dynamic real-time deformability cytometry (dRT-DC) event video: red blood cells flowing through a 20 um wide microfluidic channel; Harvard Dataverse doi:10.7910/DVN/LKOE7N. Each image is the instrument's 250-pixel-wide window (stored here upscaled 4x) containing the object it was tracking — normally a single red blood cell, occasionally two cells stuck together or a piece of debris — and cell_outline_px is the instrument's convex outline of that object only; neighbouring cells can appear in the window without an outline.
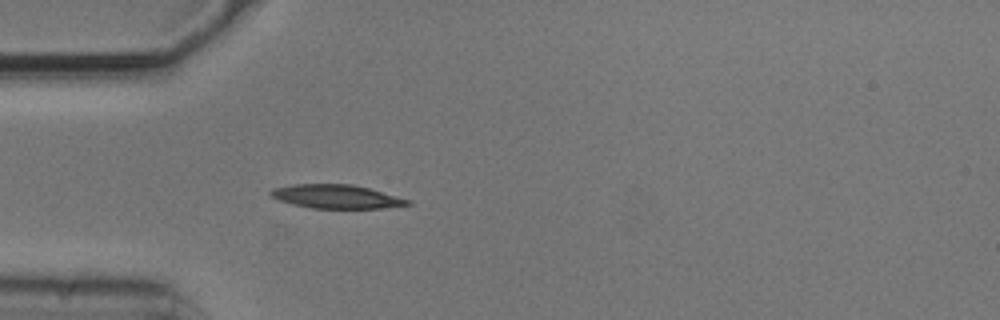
{"species": "common noctule bat (a hibernating species)", "species_latin": "Nyctalus noctula", "temperature_condition": "cold", "stored_images_in_passage": 39, "camera_frame_rate_fps": 3000, "um_per_image_px": 0.085, "animal": {"sex": "male", "body_mass_g": 20.5, "forearm_length_mm": 52.5}, "frame": {"image": 1, "passage_image": 1, "time_ms": 0.0, "image_size_px": [1000, 320], "cell_outline_px": [[412, 204], [380, 208], [312, 208], [292, 204], [280, 200], [272, 196], [268, 192], [272, 188], [292, 184], [352, 184], [368, 188], [412, 200]], "centroid_in_image_um": [28.58, 16.7], "position_along_channel_um": 56.4, "area_um2": 18.84}}
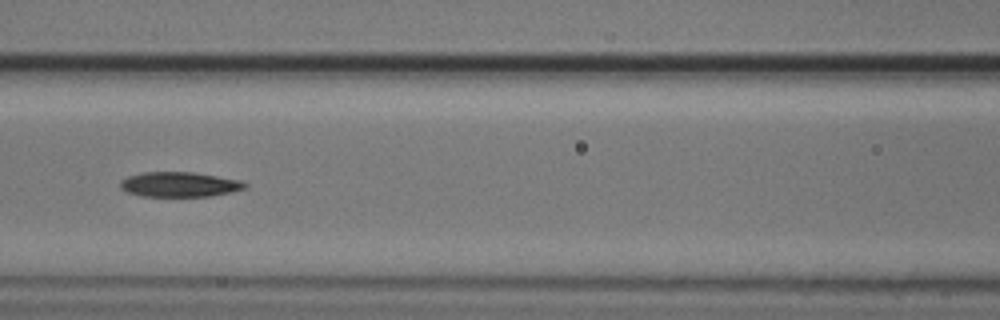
{"frame": {"image": 2, "passage_image": 9, "time_ms": 2.667, "image_size_px": [1000, 320], "cell_outline_px": [[248, 188], [232, 192], [212, 196], [140, 196], [128, 192], [120, 188], [120, 180], [128, 176], [144, 172], [192, 172], [240, 180], [248, 184]], "centroid_in_image_um": [15.27, 15.68], "position_along_channel_um": 151.3, "area_um2": 18.15}}
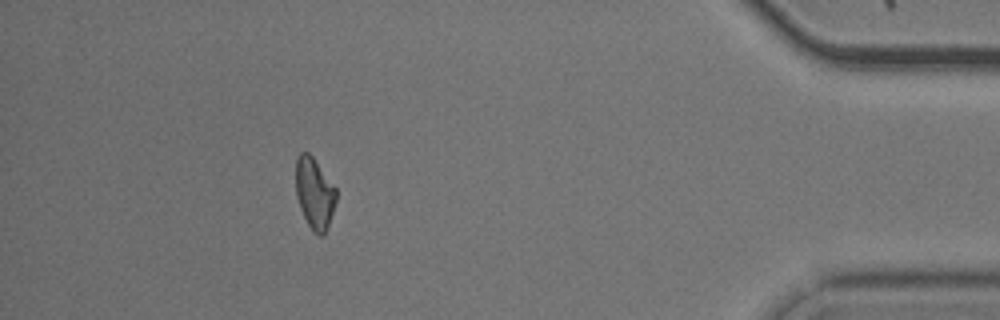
{"frame": {"image": 3, "passage_image": 34, "time_ms": 11.0, "image_size_px": [1000, 320], "cell_outline_px": [[336, 200], [324, 236], [320, 236], [312, 232], [300, 208], [296, 196], [296, 156], [300, 152], [308, 152], [312, 156], [336, 188]], "centroid_in_image_um": [26.71, 16.43], "position_along_channel_um": 408.5, "area_um2": 16.65}, "authors_computed_cell_mechanics": {"area_um2": 18.207, "velocity_mm_per_s": 3.7202, "shape_relaxation_time_tau1_ms": 7.6492, "shape_relaxation_time_tau2_ms": 3.7091, "deformation_change_tau1": 0.1834, "deformation_change_tau2": 0.1041}}